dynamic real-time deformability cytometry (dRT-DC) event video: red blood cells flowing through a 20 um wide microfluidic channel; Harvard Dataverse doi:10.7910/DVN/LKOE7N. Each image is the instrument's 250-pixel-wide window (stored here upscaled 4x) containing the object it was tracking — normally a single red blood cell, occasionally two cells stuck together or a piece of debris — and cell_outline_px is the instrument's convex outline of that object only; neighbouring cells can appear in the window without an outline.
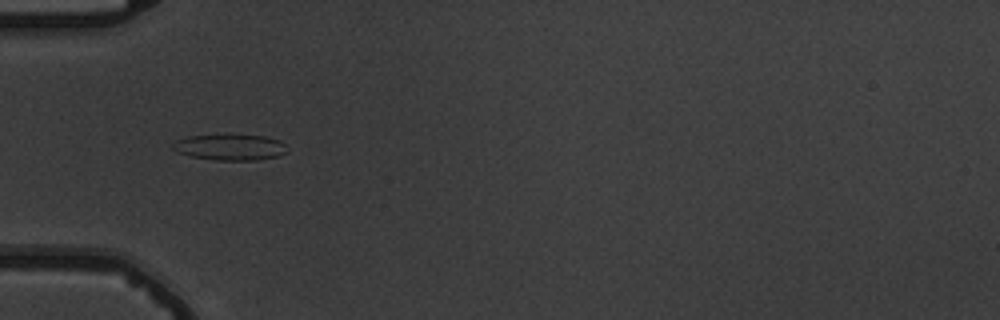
{"species": "common noctule bat (a hibernating species)", "species_latin": "Nyctalus noctula", "temperature_condition": "warm", "stored_images_in_passage": 7, "camera_frame_rate_fps": 3000, "um_per_image_px": 0.085, "animal": {"sex": "male", "body_mass_g": 19.5, "forearm_length_mm": 54.6}, "frame": {"image": 1, "passage_image": 6, "time_ms": 7.0, "image_size_px": [1000, 320], "cell_outline_px": [[288, 152], [280, 156], [256, 160], [216, 160], [192, 156], [176, 152], [172, 148], [172, 144], [176, 140], [188, 136], [228, 132], [264, 136], [280, 140], [284, 144]], "centroid_in_image_um": [19.56, 12.47], "position_along_channel_um": 65.4, "area_um2": 18.09}}